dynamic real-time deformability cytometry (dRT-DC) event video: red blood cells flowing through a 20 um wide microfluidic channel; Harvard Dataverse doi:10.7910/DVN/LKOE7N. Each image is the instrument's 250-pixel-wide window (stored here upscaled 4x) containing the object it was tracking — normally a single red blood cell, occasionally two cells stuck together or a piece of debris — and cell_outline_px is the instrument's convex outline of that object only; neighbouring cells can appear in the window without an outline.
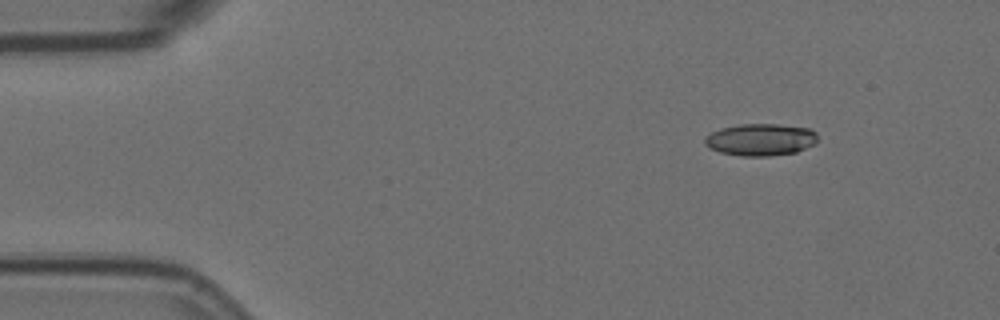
{"species": "Egyptian fruit bat (a non-hibernating species)", "species_latin": "Rousettus aegyptiacus", "temperature_condition": "room temperature", "stored_images_in_passage": 3, "camera_frame_rate_fps": 3000, "um_per_image_px": 0.085, "animal": {"sex": "female"}, "frame": {"image": 1, "passage_image": 1, "time_ms": 0.0, "image_size_px": [1000, 320], "cell_outline_px": [[816, 144], [796, 152], [772, 156], [744, 156], [720, 152], [704, 144], [704, 136], [720, 128], [740, 124], [776, 124], [812, 128], [816, 132]], "centroid_in_image_um": [64.67, 11.86], "position_along_channel_um": 20.3, "area_um2": 21.21}}